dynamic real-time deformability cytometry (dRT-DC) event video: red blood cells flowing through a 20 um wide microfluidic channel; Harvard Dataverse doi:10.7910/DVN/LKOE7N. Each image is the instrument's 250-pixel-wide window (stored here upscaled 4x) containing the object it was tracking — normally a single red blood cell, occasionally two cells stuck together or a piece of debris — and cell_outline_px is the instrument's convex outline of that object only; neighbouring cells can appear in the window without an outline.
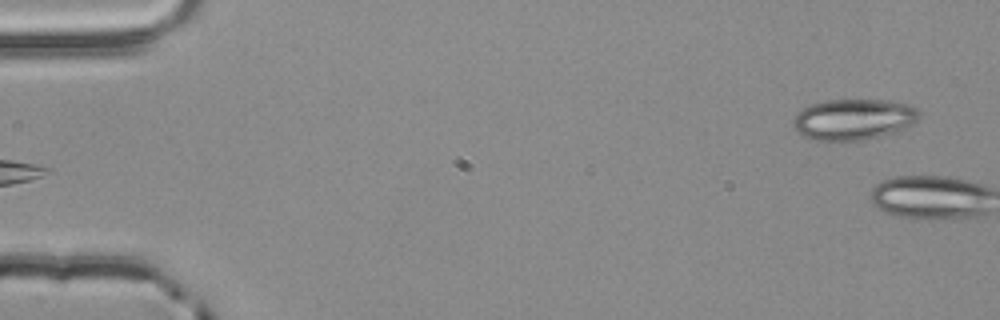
{"species": "common noctule bat (a hibernating species)", "species_latin": "Nyctalus noctula", "temperature_condition": "room temperature", "stored_images_in_passage": 4, "segment_of_instrument_passage": [2, 2], "camera_frame_rate_fps": 3000, "um_per_image_px": 0.085, "animal": {"sex": "male", "body_mass_g": 20.4}, "frame": {"image": 1, "passage_image": 4, "time_ms": 1.0, "image_size_px": [1000, 320], "cell_outline_px": [[920, 116], [912, 124], [904, 128], [880, 136], [864, 140], [816, 140], [800, 136], [796, 132], [792, 124], [792, 120], [796, 112], [812, 104], [824, 100], [884, 100], [912, 104], [920, 112]], "centroid_in_image_um": [72.51, 10.14], "position_along_channel_um": 12.5, "area_um2": 30.23}}